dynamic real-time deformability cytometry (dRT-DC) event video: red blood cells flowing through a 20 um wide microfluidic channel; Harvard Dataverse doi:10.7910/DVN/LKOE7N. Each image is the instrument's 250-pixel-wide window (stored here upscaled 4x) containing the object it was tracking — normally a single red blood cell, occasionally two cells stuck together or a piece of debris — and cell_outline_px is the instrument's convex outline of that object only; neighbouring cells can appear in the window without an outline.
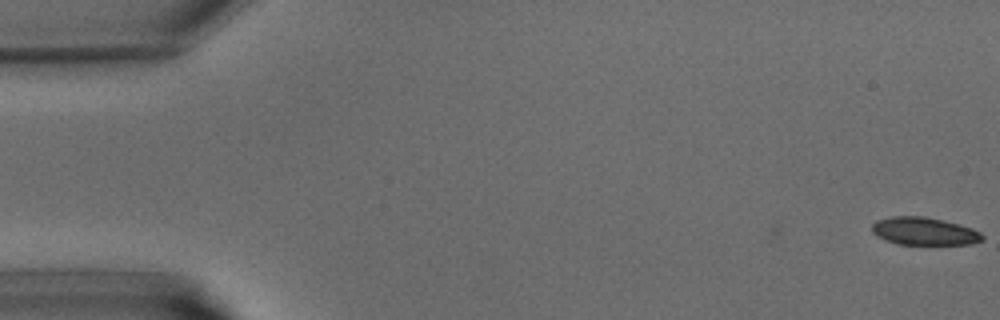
{"species": "common noctule bat (a hibernating species)", "species_latin": "Nyctalus noctula", "temperature_condition": "warm", "stored_images_in_passage": 41, "camera_frame_rate_fps": 3000, "um_per_image_px": 0.085, "animal": {"sex": "male", "body_mass_g": 15.6}, "frame": {"image": 1, "passage_image": 1, "time_ms": 0.0, "image_size_px": [1000, 320], "cell_outline_px": [[984, 240], [972, 244], [900, 244], [888, 240], [872, 232], [872, 224], [876, 220], [888, 216], [924, 216], [944, 220], [960, 224], [972, 228], [980, 232], [984, 236]], "centroid_in_image_um": [78.6, 19.64], "position_along_channel_um": 6.4, "area_um2": 17.86}}
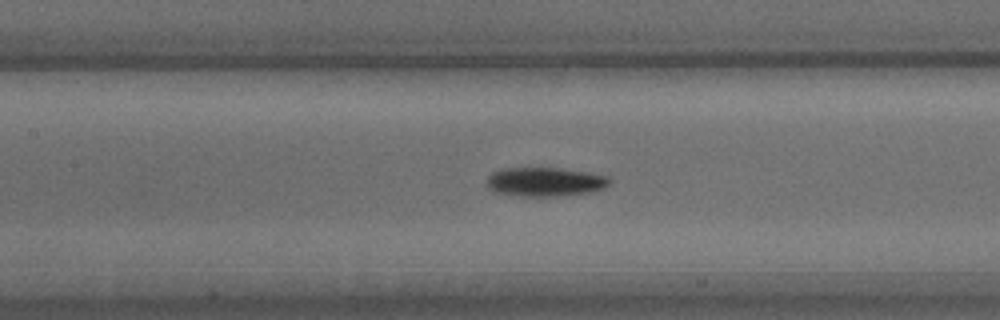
{"frame": {"image": 2, "passage_image": 19, "time_ms": 6.0, "image_size_px": [1000, 320], "cell_outline_px": [[612, 180], [604, 188], [588, 192], [552, 196], [520, 196], [492, 192], [488, 188], [488, 176], [492, 172], [504, 168], [560, 168], [608, 176]], "centroid_in_image_um": [46.29, 15.45], "position_along_channel_um": 161.1, "area_um2": 20.58}}
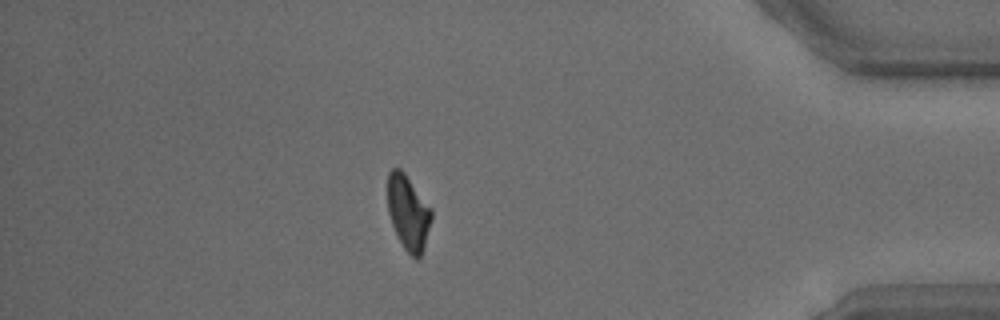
{"frame": {"image": 3, "passage_image": 36, "time_ms": 11.667, "image_size_px": [1000, 320], "cell_outline_px": [[432, 220], [424, 248], [420, 256], [416, 260], [404, 248], [392, 224], [388, 212], [388, 172], [392, 168], [400, 168], [404, 172], [432, 208]], "centroid_in_image_um": [34.72, 18.05], "position_along_channel_um": 400.5, "area_um2": 19.07}}